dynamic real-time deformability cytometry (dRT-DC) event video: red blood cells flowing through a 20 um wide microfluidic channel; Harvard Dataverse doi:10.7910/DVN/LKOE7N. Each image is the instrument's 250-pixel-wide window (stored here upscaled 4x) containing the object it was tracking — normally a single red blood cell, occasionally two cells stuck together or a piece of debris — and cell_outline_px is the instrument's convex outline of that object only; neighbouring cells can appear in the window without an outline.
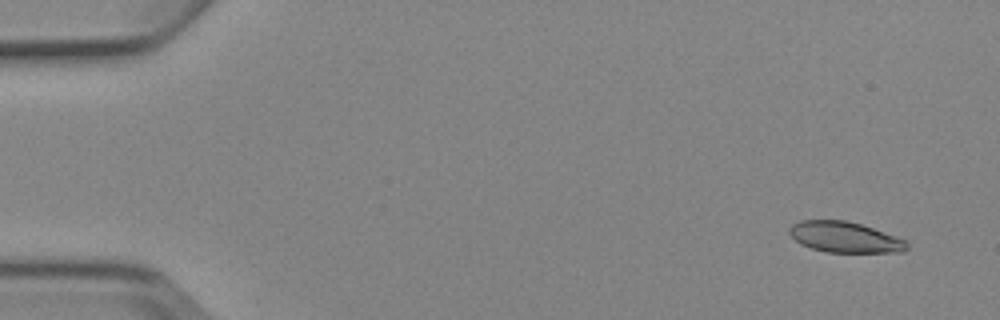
{"species": "Egyptian fruit bat (a non-hibernating species)", "species_latin": "Rousettus aegyptiacus", "temperature_condition": "cold", "stored_images_in_passage": 4, "camera_frame_rate_fps": 3000, "um_per_image_px": 0.085, "animal": {"sex": "female"}, "frame": {"image": 1, "passage_image": 1, "time_ms": 0.0, "image_size_px": [1000, 320], "cell_outline_px": [[908, 248], [904, 252], [824, 252], [800, 244], [788, 232], [788, 228], [792, 224], [800, 220], [844, 220], [860, 224], [908, 240]], "centroid_in_image_um": [71.81, 20.16], "position_along_channel_um": 13.2, "area_um2": 21.1}}
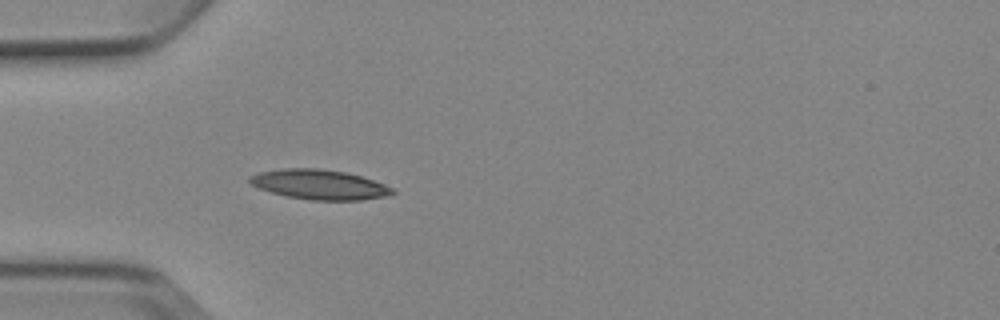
{"frame": {"image": 2, "passage_image": 4, "time_ms": 4.333, "image_size_px": [1000, 320], "cell_outline_px": [[396, 192], [384, 196], [360, 200], [312, 200], [288, 196], [272, 192], [260, 188], [252, 184], [248, 180], [248, 176], [260, 172], [284, 168], [316, 168], [348, 172], [384, 184], [392, 188]], "centroid_in_image_um": [27.14, 15.67], "position_along_channel_um": 57.9, "area_um2": 24.51}}